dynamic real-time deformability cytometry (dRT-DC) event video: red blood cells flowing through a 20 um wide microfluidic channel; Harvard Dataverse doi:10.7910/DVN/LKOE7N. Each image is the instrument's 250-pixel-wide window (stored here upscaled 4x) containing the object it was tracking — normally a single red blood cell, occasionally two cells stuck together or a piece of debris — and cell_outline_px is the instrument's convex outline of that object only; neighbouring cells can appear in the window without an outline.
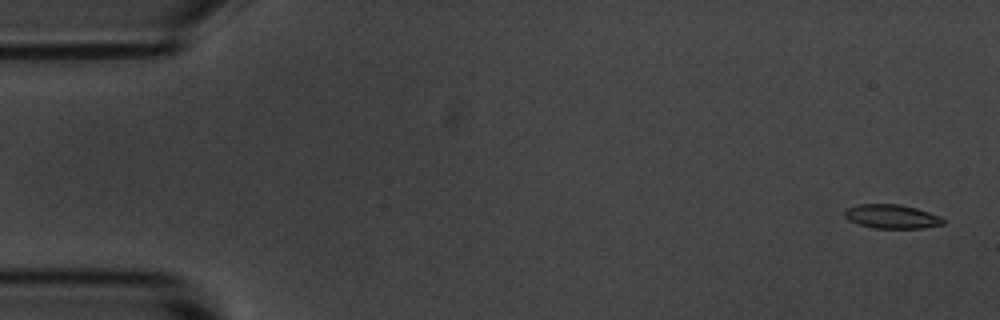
{"species": "common noctule bat (a hibernating species)", "species_latin": "Nyctalus noctula", "temperature_condition": "room temperature", "stored_images_in_passage": 5, "camera_frame_rate_fps": 3000, "um_per_image_px": 0.085, "animal": {"sex": "male", "body_mass_g": 20.1, "forearm_length_mm": 53.5}, "frame": {"image": 1, "passage_image": 1, "time_ms": 0.0, "image_size_px": [1000, 320], "cell_outline_px": [[944, 224], [924, 228], [872, 228], [848, 220], [844, 216], [844, 212], [848, 208], [856, 204], [900, 204], [916, 208], [940, 216], [944, 220]], "centroid_in_image_um": [75.79, 18.4], "position_along_channel_um": 9.2, "area_um2": 13.76}}
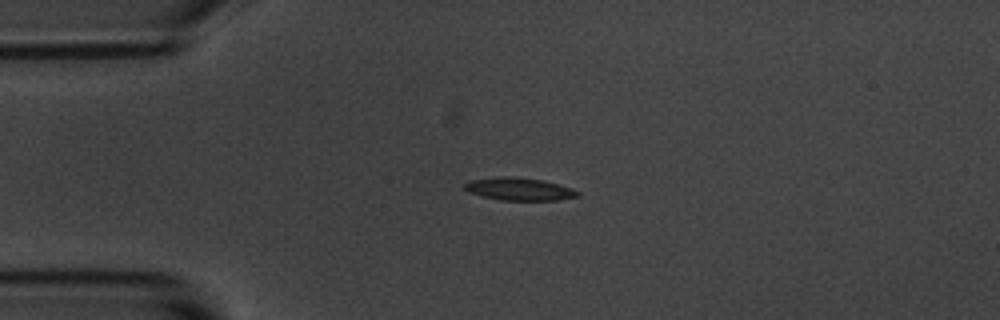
{"frame": {"image": 2, "passage_image": 4, "time_ms": 3.667, "image_size_px": [1000, 320], "cell_outline_px": [[580, 196], [556, 200], [500, 200], [468, 192], [464, 188], [464, 184], [468, 180], [500, 176], [512, 176], [540, 180], [572, 188], [580, 192]], "centroid_in_image_um": [44.1, 16.06], "position_along_channel_um": 40.9, "area_um2": 14.85}}